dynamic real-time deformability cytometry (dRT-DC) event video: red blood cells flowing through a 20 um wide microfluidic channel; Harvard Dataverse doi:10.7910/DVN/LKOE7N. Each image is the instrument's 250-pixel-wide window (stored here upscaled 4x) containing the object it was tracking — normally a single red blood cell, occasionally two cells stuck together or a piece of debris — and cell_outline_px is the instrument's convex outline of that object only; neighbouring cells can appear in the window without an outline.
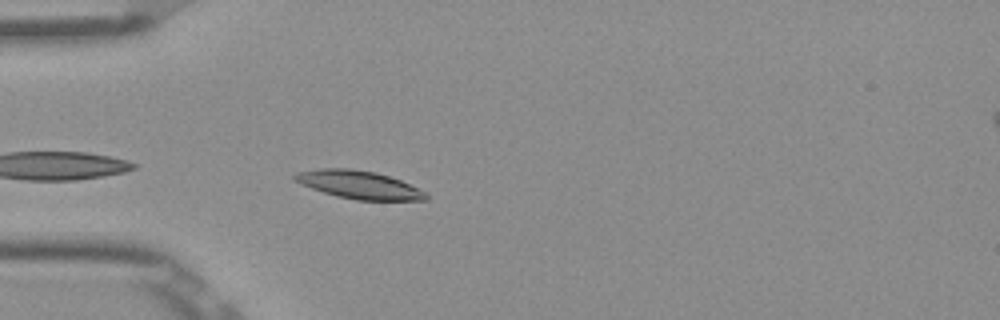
{"species": "Egyptian fruit bat (a non-hibernating species)", "species_latin": "Rousettus aegyptiacus", "temperature_condition": "room temperature", "stored_images_in_passage": 29, "camera_frame_rate_fps": 3000, "um_per_image_px": 0.085, "frame": {"image": 1, "passage_image": 2, "time_ms": 0.333, "image_size_px": [1000, 320], "cell_outline_px": [[428, 200], [356, 200], [336, 196], [300, 184], [292, 180], [292, 176], [296, 172], [320, 168], [348, 168], [376, 172], [400, 180], [424, 192], [428, 196]], "centroid_in_image_um": [30.44, 15.7], "position_along_channel_um": 54.6, "area_um2": 21.33}}
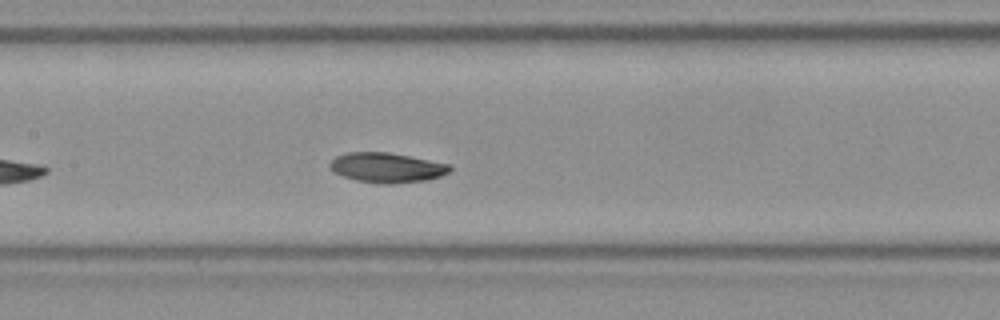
{"frame": {"image": 2, "passage_image": 12, "time_ms": 3.667, "image_size_px": [1000, 320], "cell_outline_px": [[452, 168], [448, 172], [440, 176], [428, 180], [392, 184], [384, 184], [356, 180], [332, 172], [328, 164], [336, 156], [348, 152], [388, 152], [452, 164]], "centroid_in_image_um": [32.89, 14.24], "position_along_channel_um": 174.5, "area_um2": 20.98}}
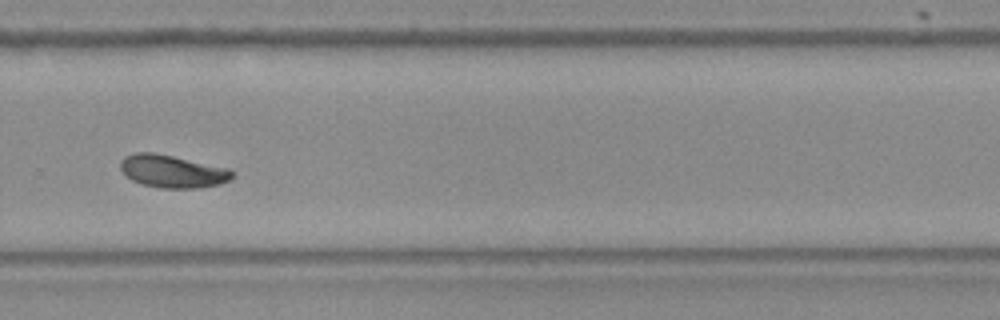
{"frame": {"image": 3, "passage_image": 23, "time_ms": 7.333, "image_size_px": [1000, 320], "cell_outline_px": [[236, 172], [232, 180], [220, 184], [196, 188], [160, 188], [144, 184], [132, 180], [120, 168], [120, 160], [124, 156], [132, 152], [152, 152], [172, 156], [228, 168]], "centroid_in_image_um": [14.68, 14.56], "position_along_channel_um": 315.1, "area_um2": 21.33}, "authors_computed_cell_mechanics": {"area_um2": 20.9236, "velocity_mm_per_s": 3.838, "shape_relaxation_time_tau1_ms": 2.7304, "shape_relaxation_time_tau2_ms": 5.1743, "deformation_change_tau1": 0.1245, "deformation_change_tau2": 0.0985}}